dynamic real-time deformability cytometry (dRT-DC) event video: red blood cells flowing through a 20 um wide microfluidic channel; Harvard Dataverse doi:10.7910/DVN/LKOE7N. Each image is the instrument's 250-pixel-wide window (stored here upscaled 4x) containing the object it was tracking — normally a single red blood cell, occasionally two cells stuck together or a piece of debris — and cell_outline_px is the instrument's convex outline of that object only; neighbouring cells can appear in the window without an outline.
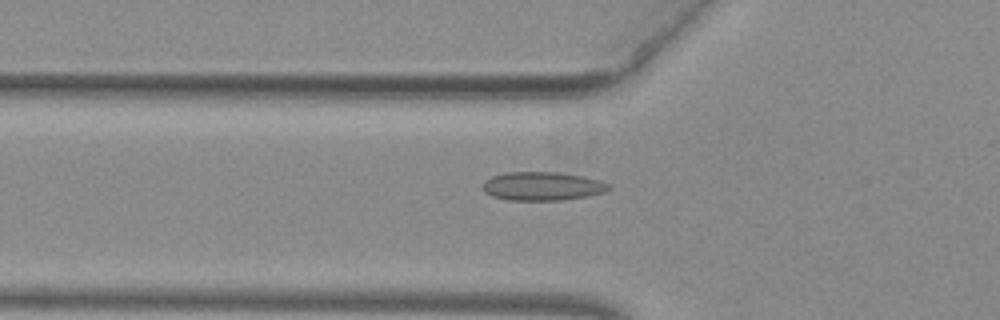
{"species": "common noctule bat (a hibernating species)", "species_latin": "Nyctalus noctula", "temperature_condition": "warm", "stored_images_in_passage": 46, "segment_of_instrument_passage": [1, 2], "camera_frame_rate_fps": 3000, "um_per_image_px": 0.085, "animal": {"sex": "female", "body_mass_g": 29.2, "forearm_length_mm": 56.3}, "frame": {"image": 1, "passage_image": 11, "time_ms": 3.333, "image_size_px": [1000, 320], "cell_outline_px": [[612, 188], [604, 192], [588, 196], [560, 200], [508, 200], [492, 196], [484, 192], [484, 180], [492, 176], [504, 172], [556, 172], [584, 176], [600, 180], [608, 184]], "centroid_in_image_um": [46.1, 15.82], "position_along_channel_um": 79.7, "area_um2": 21.04}}
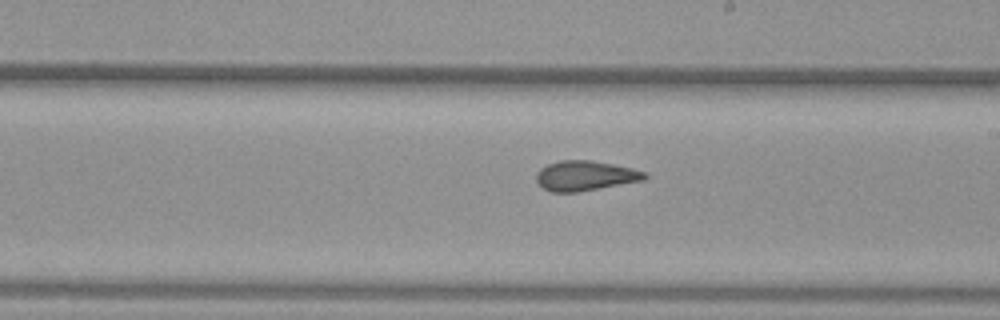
{"frame": {"image": 2, "passage_image": 23, "time_ms": 7.333, "image_size_px": [1000, 320], "cell_outline_px": [[648, 176], [644, 180], [576, 192], [552, 192], [540, 188], [536, 180], [536, 172], [540, 168], [548, 164], [560, 160], [592, 160], [632, 168], [648, 172]], "centroid_in_image_um": [49.72, 14.93], "position_along_channel_um": 239.3, "area_um2": 19.02}}
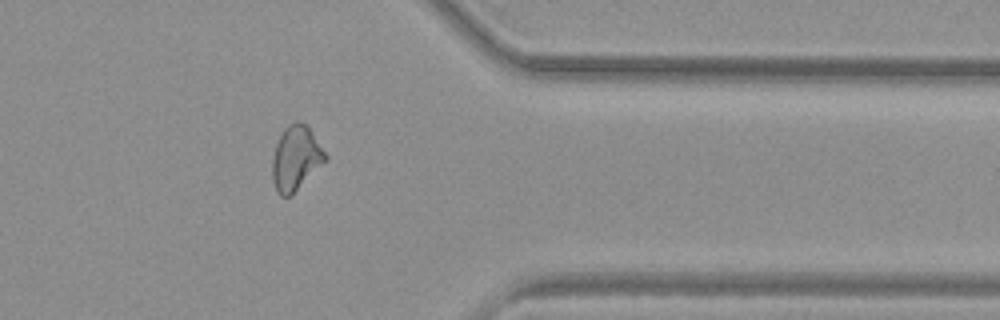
{"frame": {"image": 3, "passage_image": 35, "time_ms": 11.333, "image_size_px": [1000, 320], "cell_outline_px": [[328, 160], [292, 196], [280, 196], [276, 192], [272, 180], [272, 156], [276, 144], [284, 128], [288, 124], [296, 120], [300, 120], [308, 124], [328, 156]], "centroid_in_image_um": [25.17, 13.44], "position_along_channel_um": 386.2, "area_um2": 20.63}}